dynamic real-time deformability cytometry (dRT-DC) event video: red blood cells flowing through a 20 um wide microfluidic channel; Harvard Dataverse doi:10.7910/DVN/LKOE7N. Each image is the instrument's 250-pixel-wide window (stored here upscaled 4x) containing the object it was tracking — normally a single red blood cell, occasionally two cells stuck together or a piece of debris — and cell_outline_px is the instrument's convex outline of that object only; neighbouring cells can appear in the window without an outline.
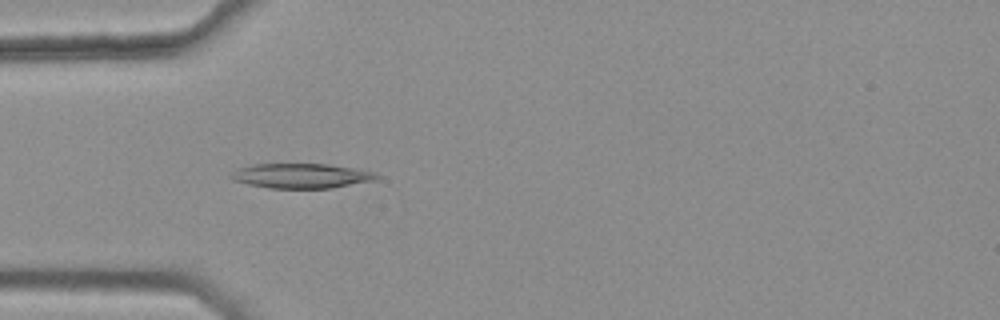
{"species": "common noctule bat (a hibernating species)", "species_latin": "Nyctalus noctula", "temperature_condition": "warm", "stored_images_in_passage": 13, "camera_frame_rate_fps": 3000, "um_per_image_px": 0.085, "animal": {"sex": "female", "body_mass_g": 25.1}, "frame": {"image": 1, "passage_image": 4, "time_ms": 1.0, "image_size_px": [1000, 320], "cell_outline_px": [[380, 176], [376, 180], [332, 188], [268, 188], [248, 184], [232, 180], [228, 176], [232, 172], [240, 168], [252, 164], [328, 164], [376, 172]], "centroid_in_image_um": [25.61, 14.95], "position_along_channel_um": 59.4, "area_um2": 21.04}}
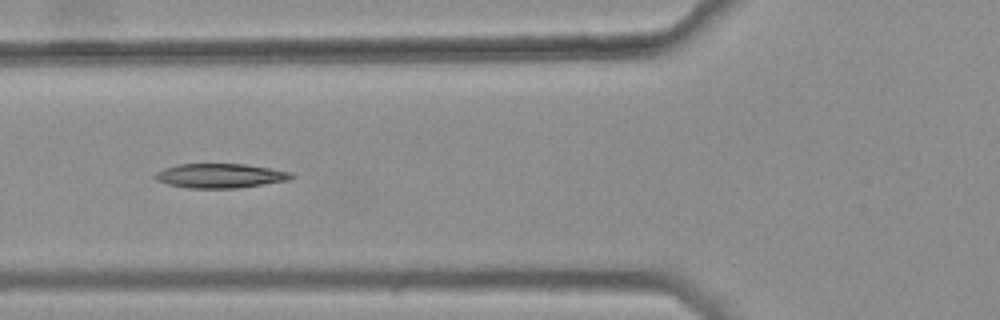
{"frame": {"image": 2, "passage_image": 8, "time_ms": 2.333, "image_size_px": [1000, 320], "cell_outline_px": [[296, 176], [288, 180], [236, 188], [188, 188], [168, 184], [156, 180], [152, 176], [156, 172], [164, 168], [180, 164], [244, 164], [292, 172]], "centroid_in_image_um": [18.69, 14.94], "position_along_channel_um": 107.1, "area_um2": 19.25}}
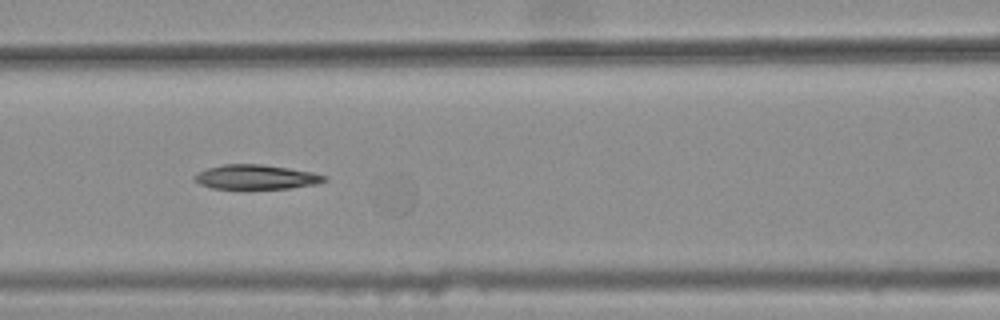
{"frame": {"image": 3, "passage_image": 11, "time_ms": 3.333, "image_size_px": [1000, 320], "cell_outline_px": [[328, 180], [316, 184], [288, 188], [212, 188], [200, 184], [192, 180], [192, 176], [196, 172], [208, 168], [224, 164], [260, 164], [288, 168], [312, 172], [328, 176]], "centroid_in_image_um": [21.73, 15.04], "position_along_channel_um": 144.9, "area_um2": 18.5}}